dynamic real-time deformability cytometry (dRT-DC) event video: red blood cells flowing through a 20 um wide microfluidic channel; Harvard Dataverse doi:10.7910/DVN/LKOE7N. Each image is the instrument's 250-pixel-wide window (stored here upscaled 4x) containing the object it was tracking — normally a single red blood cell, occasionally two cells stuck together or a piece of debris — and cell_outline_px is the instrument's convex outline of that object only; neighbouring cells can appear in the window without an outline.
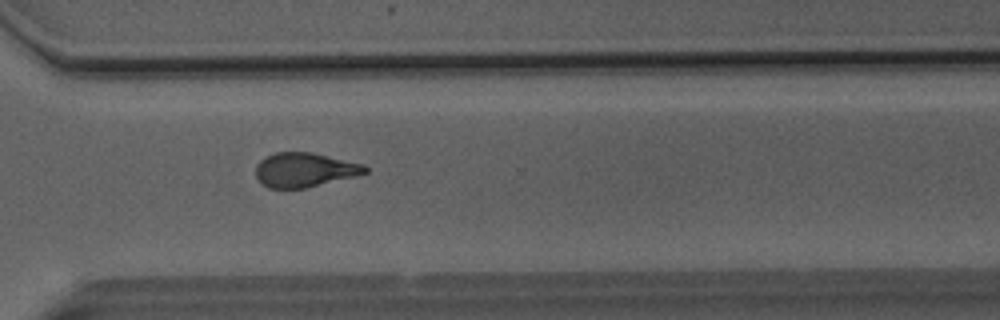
{"species": "Egyptian fruit bat (a non-hibernating species)", "species_latin": "Rousettus aegyptiacus", "temperature_condition": "room temperature", "stored_images_in_passage": 36, "camera_frame_rate_fps": 3000, "um_per_image_px": 0.085, "animal": {"sex": "male"}, "frame": {"image": 1, "passage_image": 23, "time_ms": 7.333, "image_size_px": [1000, 320], "cell_outline_px": [[368, 172], [356, 176], [308, 188], [268, 188], [256, 176], [256, 164], [260, 160], [276, 152], [312, 152], [364, 164], [368, 168]], "centroid_in_image_um": [25.92, 14.44], "position_along_channel_um": 344.7, "area_um2": 21.91}}
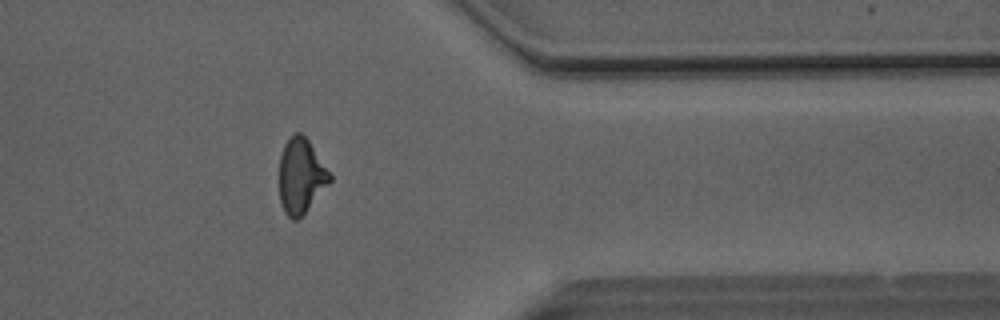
{"frame": {"image": 2, "passage_image": 27, "time_ms": 8.667, "image_size_px": [1000, 320], "cell_outline_px": [[332, 180], [304, 212], [296, 220], [292, 220], [284, 212], [280, 200], [280, 156], [284, 144], [296, 132], [300, 132], [308, 140], [332, 176]], "centroid_in_image_um": [25.57, 14.95], "position_along_channel_um": 385.8, "area_um2": 21.56}}
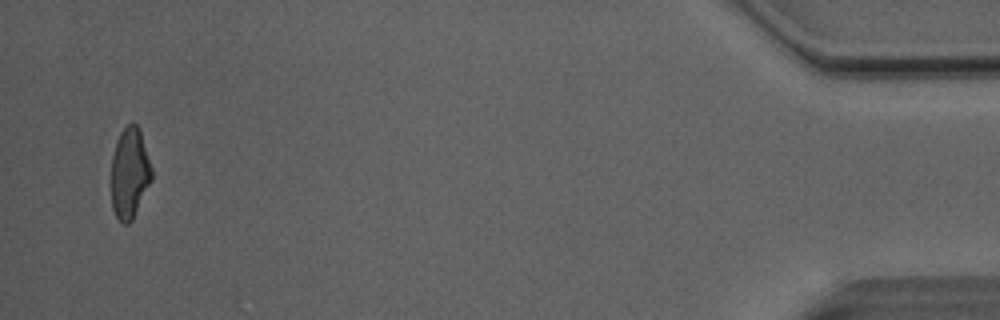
{"frame": {"image": 3, "passage_image": 35, "time_ms": 11.333, "image_size_px": [1000, 320], "cell_outline_px": [[152, 180], [132, 220], [128, 224], [120, 224], [112, 208], [112, 156], [116, 140], [120, 132], [128, 124], [136, 124], [140, 128], [152, 168]], "centroid_in_image_um": [11.02, 14.72], "position_along_channel_um": 424.2, "area_um2": 21.5}, "authors_computed_cell_mechanics": {"area_um2": 22.4264, "velocity_mm_per_s": 4.1201, "shape_relaxation_time_tau1_ms": 5.0506, "shape_relaxation_time_tau2_ms": 1.5513, "deformation_change_tau1": 0.1735, "deformation_change_tau2": 0.0908}}